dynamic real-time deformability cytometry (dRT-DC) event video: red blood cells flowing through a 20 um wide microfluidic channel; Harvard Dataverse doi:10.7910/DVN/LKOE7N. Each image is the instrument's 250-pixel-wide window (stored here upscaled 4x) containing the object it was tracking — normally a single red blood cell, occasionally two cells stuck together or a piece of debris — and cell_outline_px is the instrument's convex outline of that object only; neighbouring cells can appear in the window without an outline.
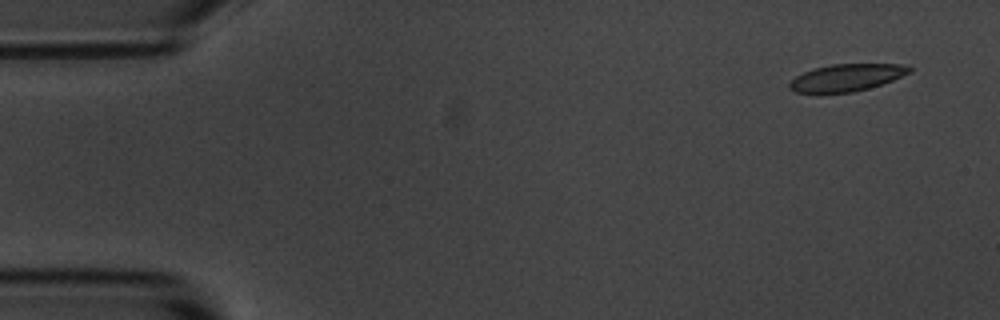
{"species": "common noctule bat (a hibernating species)", "species_latin": "Nyctalus noctula", "temperature_condition": "room temperature", "stored_images_in_passage": 5, "camera_frame_rate_fps": 3000, "um_per_image_px": 0.085, "animal": {"sex": "male", "body_mass_g": 20.1, "forearm_length_mm": 53.5}, "frame": {"image": 1, "passage_image": 1, "time_ms": 0.0, "image_size_px": [1000, 320], "cell_outline_px": [[912, 72], [892, 80], [868, 88], [852, 92], [796, 92], [788, 88], [788, 84], [796, 76], [804, 72], [816, 68], [832, 64], [904, 64], [912, 68]], "centroid_in_image_um": [71.98, 6.58], "position_along_channel_um": 13.0, "area_um2": 18.67}}
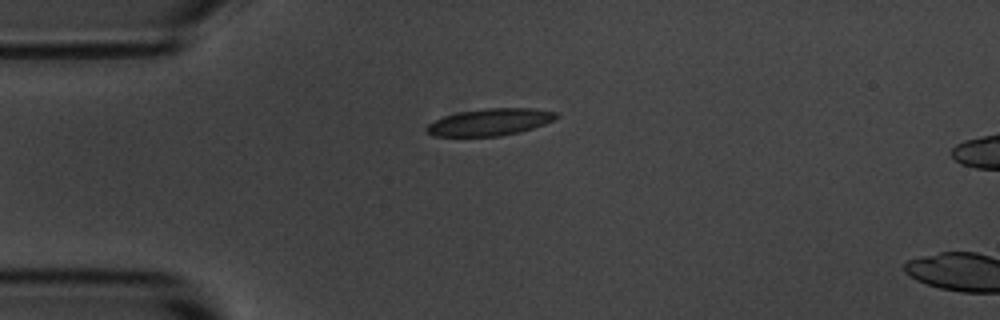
{"frame": {"image": 2, "passage_image": 4, "time_ms": 3.333, "image_size_px": [1000, 320], "cell_outline_px": [[560, 116], [544, 124], [520, 132], [500, 136], [432, 136], [424, 132], [424, 128], [428, 124], [444, 116], [460, 112], [484, 108], [532, 108], [556, 112]], "centroid_in_image_um": [41.61, 10.38], "position_along_channel_um": 43.4, "area_um2": 20.4}}